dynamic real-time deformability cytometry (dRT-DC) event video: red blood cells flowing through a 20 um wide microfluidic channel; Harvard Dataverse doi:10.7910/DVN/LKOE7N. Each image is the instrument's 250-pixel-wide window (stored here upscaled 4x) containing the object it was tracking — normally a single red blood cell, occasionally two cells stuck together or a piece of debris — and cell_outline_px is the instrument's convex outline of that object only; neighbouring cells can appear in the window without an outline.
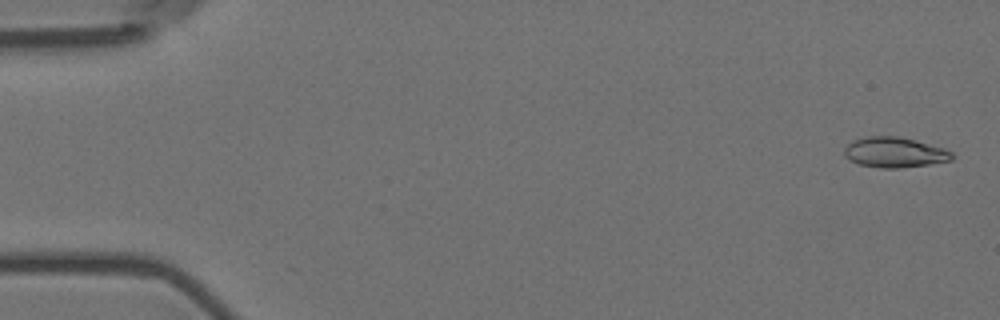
{"species": "Egyptian fruit bat (a non-hibernating species)", "species_latin": "Rousettus aegyptiacus", "temperature_condition": "room temperature", "stored_images_in_passage": 7, "camera_frame_rate_fps": 3000, "um_per_image_px": 0.085, "animal": {"sex": "female"}, "frame": {"image": 1, "passage_image": 1, "time_ms": 0.0, "image_size_px": [1000, 320], "cell_outline_px": [[956, 156], [952, 160], [928, 164], [900, 168], [880, 168], [860, 164], [848, 160], [844, 156], [844, 148], [852, 140], [868, 136], [900, 136], [916, 140], [944, 148], [952, 152]], "centroid_in_image_um": [76.04, 12.94], "position_along_channel_um": 9.0, "area_um2": 19.19}}
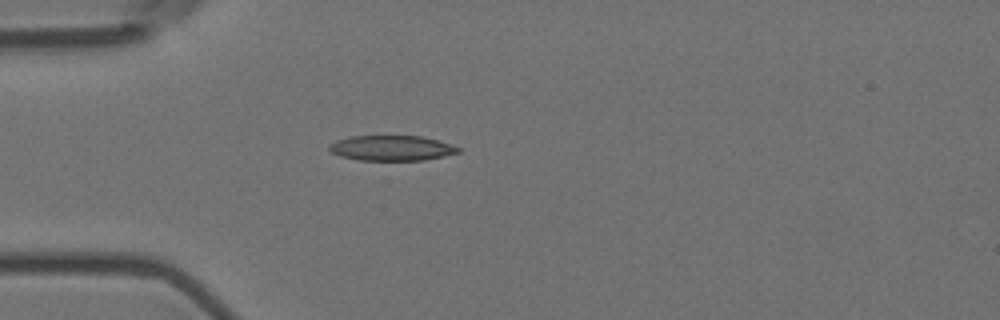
{"frame": {"image": 2, "passage_image": 5, "time_ms": 1.333, "image_size_px": [1000, 320], "cell_outline_px": [[460, 152], [444, 156], [424, 160], [360, 160], [340, 156], [332, 152], [328, 148], [328, 144], [336, 140], [348, 136], [420, 136], [452, 144], [460, 148]], "centroid_in_image_um": [33.27, 12.58], "position_along_channel_um": 51.7, "area_um2": 18.96}}
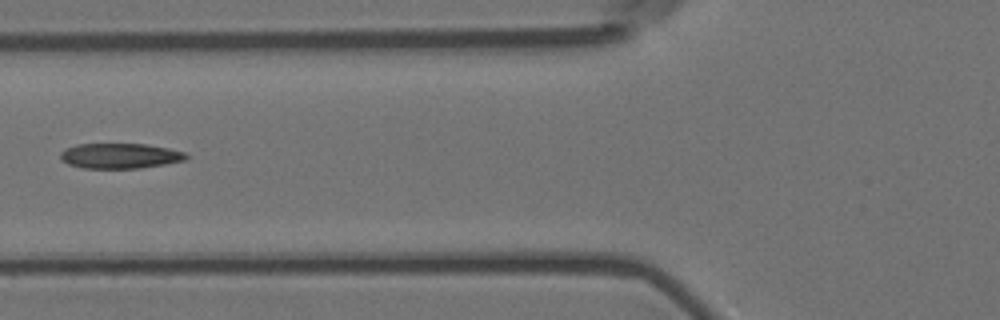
{"frame": {"image": 3, "passage_image": 7, "time_ms": 2.0, "image_size_px": [1000, 320], "cell_outline_px": [[188, 156], [184, 160], [164, 164], [140, 168], [84, 168], [68, 164], [60, 160], [60, 152], [64, 148], [76, 144], [144, 144], [168, 148], [184, 152]], "centroid_in_image_um": [10.14, 13.24], "position_along_channel_um": 115.7, "area_um2": 18.44}}